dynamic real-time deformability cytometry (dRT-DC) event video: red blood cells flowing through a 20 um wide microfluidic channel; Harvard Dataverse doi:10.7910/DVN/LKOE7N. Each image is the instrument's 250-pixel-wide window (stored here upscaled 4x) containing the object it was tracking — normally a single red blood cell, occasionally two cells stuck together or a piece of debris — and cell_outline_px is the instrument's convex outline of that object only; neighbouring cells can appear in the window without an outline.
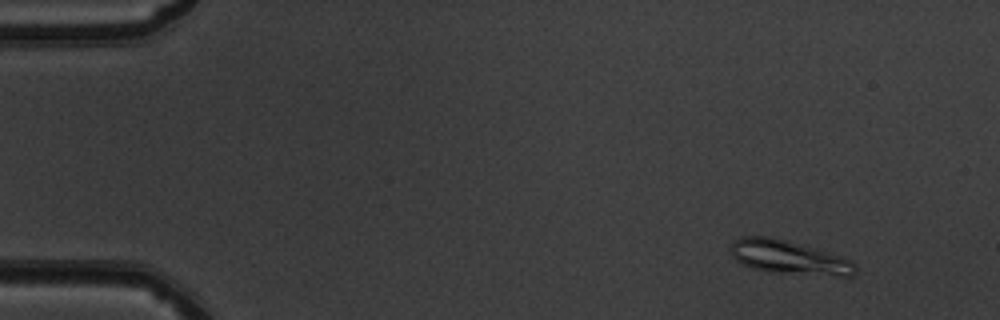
{"species": "common noctule bat (a hibernating species)", "species_latin": "Nyctalus noctula", "temperature_condition": "warm", "stored_images_in_passage": 17, "camera_frame_rate_fps": 3000, "um_per_image_px": 0.085, "animal": {"sex": "male", "body_mass_g": 19.5, "forearm_length_mm": 54.6}, "frame": {"image": 1, "passage_image": 6, "time_ms": 1.667, "image_size_px": [1000, 320], "cell_outline_px": [[856, 272], [852, 276], [840, 276], [768, 272], [752, 268], [736, 260], [732, 256], [728, 248], [740, 236], [772, 236], [804, 244], [852, 260], [856, 264]], "centroid_in_image_um": [67.05, 21.86], "position_along_channel_um": 17.9, "area_um2": 24.85}}